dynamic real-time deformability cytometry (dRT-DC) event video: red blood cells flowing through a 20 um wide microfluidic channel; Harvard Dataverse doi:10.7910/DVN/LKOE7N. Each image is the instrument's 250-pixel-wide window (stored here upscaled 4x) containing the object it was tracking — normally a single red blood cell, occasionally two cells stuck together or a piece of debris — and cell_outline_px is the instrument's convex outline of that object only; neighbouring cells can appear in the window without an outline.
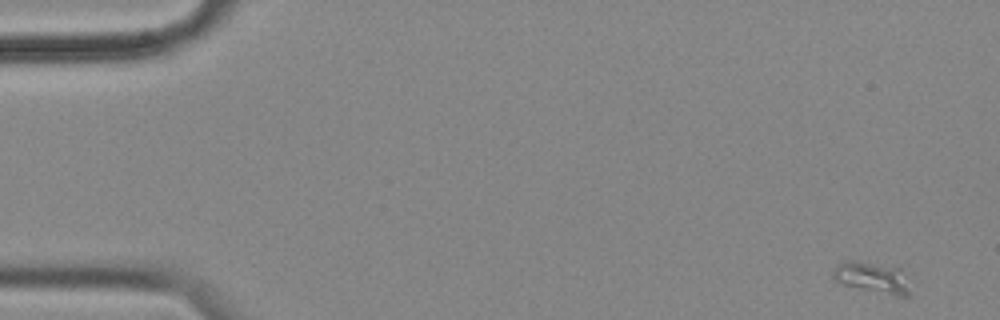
{"species": "common noctule bat (a hibernating species)", "species_latin": "Nyctalus noctula", "temperature_condition": "cold", "stored_images_in_passage": 11, "camera_frame_rate_fps": 3000, "um_per_image_px": 0.085, "animal": {"sex": "female", "body_mass_g": 18.4}, "frame": {"image": 1, "passage_image": 1, "time_ms": 0.0, "image_size_px": [1000, 320], "cell_outline_px": [[908, 296], [900, 296], [844, 284], [836, 280], [832, 276], [836, 264], [844, 260], [852, 260], [900, 268], [908, 292]], "centroid_in_image_um": [74.05, 23.55], "position_along_channel_um": 10.9, "area_um2": 13.06}}